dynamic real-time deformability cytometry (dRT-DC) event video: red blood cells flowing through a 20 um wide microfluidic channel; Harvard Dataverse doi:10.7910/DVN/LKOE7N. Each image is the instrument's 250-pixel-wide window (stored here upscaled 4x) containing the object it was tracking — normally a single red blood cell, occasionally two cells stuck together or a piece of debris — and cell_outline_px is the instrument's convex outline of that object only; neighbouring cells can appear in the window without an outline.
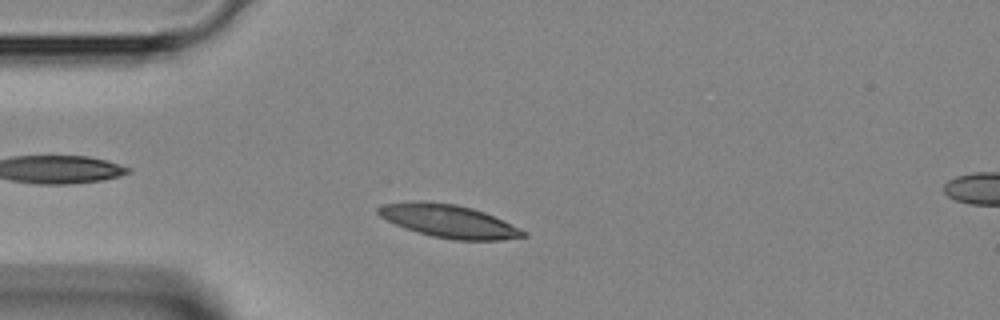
{"species": "Egyptian fruit bat (a non-hibernating species)", "species_latin": "Rousettus aegyptiacus", "temperature_condition": "room temperature", "stored_images_in_passage": 40, "camera_frame_rate_fps": 3000, "um_per_image_px": 0.085, "animal": {"sex": "female"}, "frame": {"image": 1, "passage_image": 7, "time_ms": 2.0, "image_size_px": [1000, 320], "cell_outline_px": [[528, 236], [500, 240], [452, 240], [432, 236], [416, 232], [404, 228], [380, 216], [376, 212], [376, 208], [384, 204], [420, 200], [456, 204], [472, 208], [484, 212], [520, 228], [528, 232]], "centroid_in_image_um": [38.15, 18.8], "position_along_channel_um": 46.9, "area_um2": 27.92}}
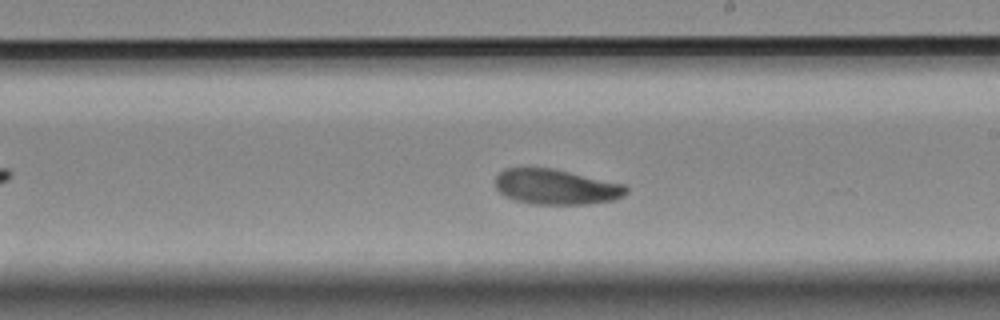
{"frame": {"image": 2, "passage_image": 21, "time_ms": 6.667, "image_size_px": [1000, 320], "cell_outline_px": [[628, 192], [624, 196], [612, 200], [588, 204], [532, 204], [516, 200], [504, 196], [496, 188], [496, 176], [504, 168], [552, 168], [624, 184], [628, 188]], "centroid_in_image_um": [47.27, 15.89], "position_along_channel_um": 241.7, "area_um2": 26.82}}
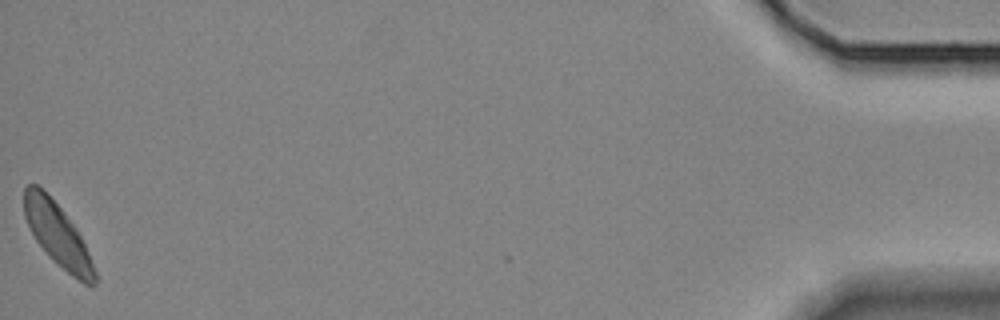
{"frame": {"image": 3, "passage_image": 40, "time_ms": 13.0, "image_size_px": [1000, 320], "cell_outline_px": [[100, 280], [92, 288], [84, 284], [72, 276], [52, 260], [36, 240], [24, 216], [24, 188], [28, 184], [36, 184], [60, 208], [76, 228], [100, 276]], "centroid_in_image_um": [4.96, 20.06], "position_along_channel_um": 430.2, "area_um2": 25.72}}